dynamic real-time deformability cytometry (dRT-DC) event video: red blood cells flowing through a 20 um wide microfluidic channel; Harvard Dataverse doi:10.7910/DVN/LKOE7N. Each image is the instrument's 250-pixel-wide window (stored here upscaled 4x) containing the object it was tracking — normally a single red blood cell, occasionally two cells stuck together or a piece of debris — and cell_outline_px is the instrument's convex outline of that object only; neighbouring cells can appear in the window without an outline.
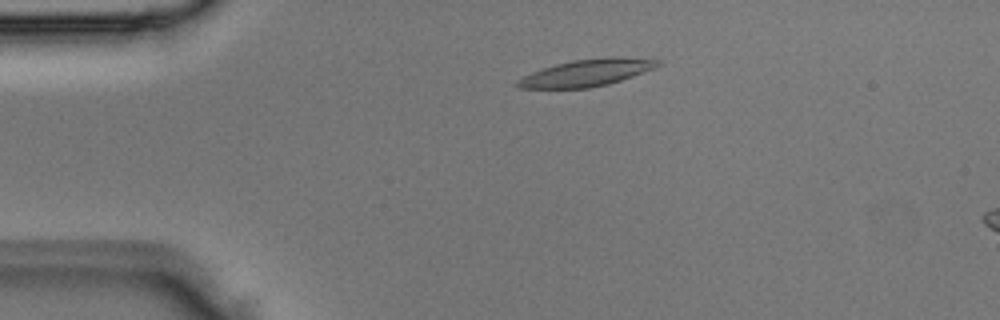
{"species": "Egyptian fruit bat (a non-hibernating species)", "species_latin": "Rousettus aegyptiacus", "temperature_condition": "room temperature", "stored_images_in_passage": 2, "camera_frame_rate_fps": 3000, "um_per_image_px": 0.085, "animal": {"sex": "male"}, "frame": {"image": 1, "passage_image": 1, "time_ms": 0.0, "image_size_px": [1000, 320], "cell_outline_px": [[660, 64], [656, 68], [608, 84], [588, 88], [520, 88], [516, 84], [516, 80], [532, 72], [556, 64], [572, 60], [608, 56], [620, 56], [660, 60]], "centroid_in_image_um": [49.9, 6.17], "position_along_channel_um": 35.1, "area_um2": 21.96}}